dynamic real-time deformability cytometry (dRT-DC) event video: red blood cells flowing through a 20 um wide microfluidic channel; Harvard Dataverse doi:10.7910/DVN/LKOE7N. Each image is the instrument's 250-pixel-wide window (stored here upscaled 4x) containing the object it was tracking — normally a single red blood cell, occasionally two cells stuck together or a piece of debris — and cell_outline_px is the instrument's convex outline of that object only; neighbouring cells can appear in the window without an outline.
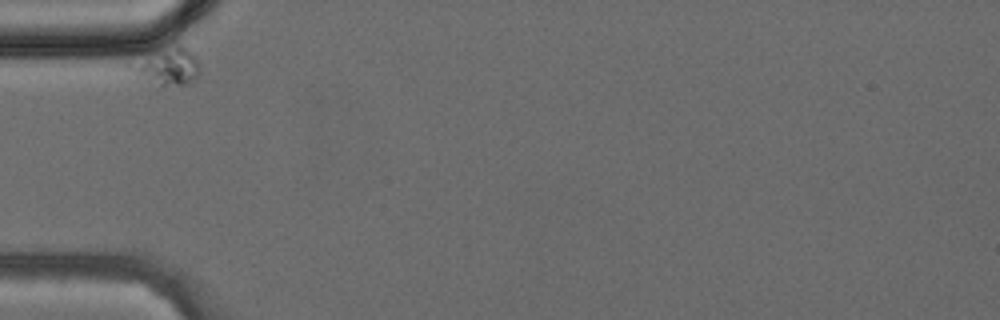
{"species": "common noctule bat (a hibernating species)", "species_latin": "Nyctalus noctula", "temperature_condition": "cold", "stored_images_in_passage": 26, "camera_frame_rate_fps": 3000, "um_per_image_px": 0.085, "animal": {"sex": "female", "body_mass_g": 24.6, "forearm_length_mm": 56.2}, "frame": {"image": 1, "passage_image": 1, "time_ms": 0.0, "image_size_px": [1000, 320], "cell_outline_px": [[200, 72], [196, 80], [184, 84], [160, 84], [140, 72], [136, 68], [148, 52], [176, 44], [184, 44], [196, 52], [200, 64]], "centroid_in_image_um": [14.56, 5.53], "position_along_channel_um": 70.4, "area_um2": 13.87}}
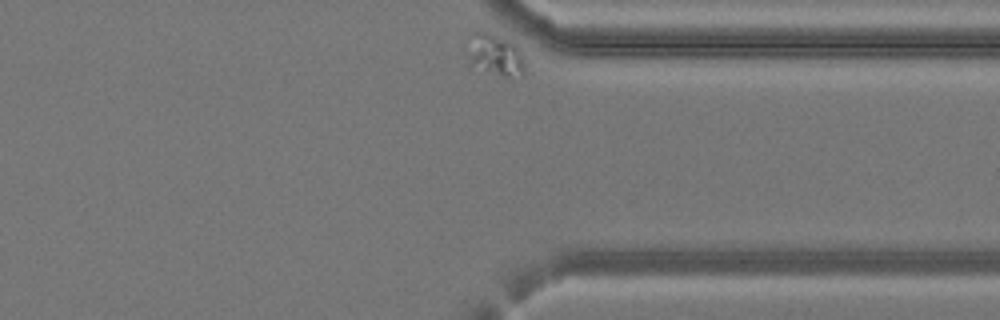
{"frame": {"image": 2, "passage_image": 26, "time_ms": 8.333, "image_size_px": [1000, 320], "cell_outline_px": [[524, 76], [500, 76], [468, 64], [460, 44], [472, 32], [480, 28], [512, 40], [524, 52]], "centroid_in_image_um": [41.96, 4.56], "position_along_channel_um": 369.4, "area_um2": 15.61}}